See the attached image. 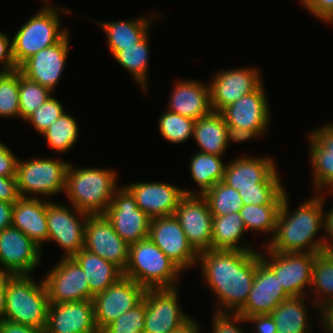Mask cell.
<instances>
[{"mask_svg":"<svg viewBox=\"0 0 333 333\" xmlns=\"http://www.w3.org/2000/svg\"><path fill=\"white\" fill-rule=\"evenodd\" d=\"M73 167L66 172V198L69 204L89 215L104 214L113 195L121 187L118 172L110 168Z\"/></svg>","mask_w":333,"mask_h":333,"instance_id":"cell-4","label":"cell"},{"mask_svg":"<svg viewBox=\"0 0 333 333\" xmlns=\"http://www.w3.org/2000/svg\"><path fill=\"white\" fill-rule=\"evenodd\" d=\"M0 67L7 71L18 69L12 56V39L0 32Z\"/></svg>","mask_w":333,"mask_h":333,"instance_id":"cell-48","label":"cell"},{"mask_svg":"<svg viewBox=\"0 0 333 333\" xmlns=\"http://www.w3.org/2000/svg\"><path fill=\"white\" fill-rule=\"evenodd\" d=\"M224 156L196 152L189 160L192 180L199 187L197 191L183 188L185 195H203L223 180L226 162ZM225 162V163H224Z\"/></svg>","mask_w":333,"mask_h":333,"instance_id":"cell-32","label":"cell"},{"mask_svg":"<svg viewBox=\"0 0 333 333\" xmlns=\"http://www.w3.org/2000/svg\"><path fill=\"white\" fill-rule=\"evenodd\" d=\"M265 89L262 83L256 90L225 107L220 113L227 126L252 130L260 137L265 136L272 119Z\"/></svg>","mask_w":333,"mask_h":333,"instance_id":"cell-21","label":"cell"},{"mask_svg":"<svg viewBox=\"0 0 333 333\" xmlns=\"http://www.w3.org/2000/svg\"><path fill=\"white\" fill-rule=\"evenodd\" d=\"M148 237L183 272L198 267L199 254L190 245L174 215L152 218Z\"/></svg>","mask_w":333,"mask_h":333,"instance_id":"cell-12","label":"cell"},{"mask_svg":"<svg viewBox=\"0 0 333 333\" xmlns=\"http://www.w3.org/2000/svg\"><path fill=\"white\" fill-rule=\"evenodd\" d=\"M65 112L64 105L53 95L24 122H29L38 134H43Z\"/></svg>","mask_w":333,"mask_h":333,"instance_id":"cell-43","label":"cell"},{"mask_svg":"<svg viewBox=\"0 0 333 333\" xmlns=\"http://www.w3.org/2000/svg\"><path fill=\"white\" fill-rule=\"evenodd\" d=\"M67 32L57 43L40 50L25 60L18 69L22 75L54 92L61 80L69 57L70 40Z\"/></svg>","mask_w":333,"mask_h":333,"instance_id":"cell-18","label":"cell"},{"mask_svg":"<svg viewBox=\"0 0 333 333\" xmlns=\"http://www.w3.org/2000/svg\"><path fill=\"white\" fill-rule=\"evenodd\" d=\"M84 248L117 265L123 272L129 262V245L115 232L104 214L88 215Z\"/></svg>","mask_w":333,"mask_h":333,"instance_id":"cell-20","label":"cell"},{"mask_svg":"<svg viewBox=\"0 0 333 333\" xmlns=\"http://www.w3.org/2000/svg\"><path fill=\"white\" fill-rule=\"evenodd\" d=\"M45 333H100L92 300L50 303Z\"/></svg>","mask_w":333,"mask_h":333,"instance_id":"cell-24","label":"cell"},{"mask_svg":"<svg viewBox=\"0 0 333 333\" xmlns=\"http://www.w3.org/2000/svg\"><path fill=\"white\" fill-rule=\"evenodd\" d=\"M263 248L261 260L275 273L285 292L290 297L307 296L306 290L311 287L312 267L317 254L275 252Z\"/></svg>","mask_w":333,"mask_h":333,"instance_id":"cell-10","label":"cell"},{"mask_svg":"<svg viewBox=\"0 0 333 333\" xmlns=\"http://www.w3.org/2000/svg\"><path fill=\"white\" fill-rule=\"evenodd\" d=\"M325 23L333 24V14L325 21Z\"/></svg>","mask_w":333,"mask_h":333,"instance_id":"cell-58","label":"cell"},{"mask_svg":"<svg viewBox=\"0 0 333 333\" xmlns=\"http://www.w3.org/2000/svg\"><path fill=\"white\" fill-rule=\"evenodd\" d=\"M281 205H243L240 215L247 231L273 236Z\"/></svg>","mask_w":333,"mask_h":333,"instance_id":"cell-37","label":"cell"},{"mask_svg":"<svg viewBox=\"0 0 333 333\" xmlns=\"http://www.w3.org/2000/svg\"><path fill=\"white\" fill-rule=\"evenodd\" d=\"M145 301L142 300L134 308L123 313L112 323L104 327L100 333H144Z\"/></svg>","mask_w":333,"mask_h":333,"instance_id":"cell-42","label":"cell"},{"mask_svg":"<svg viewBox=\"0 0 333 333\" xmlns=\"http://www.w3.org/2000/svg\"><path fill=\"white\" fill-rule=\"evenodd\" d=\"M193 139L201 149L198 152L224 156L228 148L227 124L220 112L212 111L195 121Z\"/></svg>","mask_w":333,"mask_h":333,"instance_id":"cell-30","label":"cell"},{"mask_svg":"<svg viewBox=\"0 0 333 333\" xmlns=\"http://www.w3.org/2000/svg\"><path fill=\"white\" fill-rule=\"evenodd\" d=\"M289 204L287 192L277 215L275 232L270 239L266 240L267 242L263 243V246L275 252L314 254L324 252L323 232L321 236H318L319 231H324L323 196L316 193L306 198L292 212Z\"/></svg>","mask_w":333,"mask_h":333,"instance_id":"cell-2","label":"cell"},{"mask_svg":"<svg viewBox=\"0 0 333 333\" xmlns=\"http://www.w3.org/2000/svg\"><path fill=\"white\" fill-rule=\"evenodd\" d=\"M41 3L42 7L12 37V56L17 67L40 50L57 43L68 32L62 28L61 13L69 15L72 11L48 0Z\"/></svg>","mask_w":333,"mask_h":333,"instance_id":"cell-5","label":"cell"},{"mask_svg":"<svg viewBox=\"0 0 333 333\" xmlns=\"http://www.w3.org/2000/svg\"><path fill=\"white\" fill-rule=\"evenodd\" d=\"M13 203L0 201V231L12 226Z\"/></svg>","mask_w":333,"mask_h":333,"instance_id":"cell-54","label":"cell"},{"mask_svg":"<svg viewBox=\"0 0 333 333\" xmlns=\"http://www.w3.org/2000/svg\"><path fill=\"white\" fill-rule=\"evenodd\" d=\"M6 71L4 69H0V78L3 76V74L5 73Z\"/></svg>","mask_w":333,"mask_h":333,"instance_id":"cell-59","label":"cell"},{"mask_svg":"<svg viewBox=\"0 0 333 333\" xmlns=\"http://www.w3.org/2000/svg\"><path fill=\"white\" fill-rule=\"evenodd\" d=\"M42 249L13 226L0 231V267L11 275H31L37 271Z\"/></svg>","mask_w":333,"mask_h":333,"instance_id":"cell-19","label":"cell"},{"mask_svg":"<svg viewBox=\"0 0 333 333\" xmlns=\"http://www.w3.org/2000/svg\"><path fill=\"white\" fill-rule=\"evenodd\" d=\"M181 273L149 237L129 245V262L123 276L146 289L179 287Z\"/></svg>","mask_w":333,"mask_h":333,"instance_id":"cell-7","label":"cell"},{"mask_svg":"<svg viewBox=\"0 0 333 333\" xmlns=\"http://www.w3.org/2000/svg\"><path fill=\"white\" fill-rule=\"evenodd\" d=\"M212 316L211 333H246V331L241 328L244 326H240L242 322L245 323L246 321L243 316L233 313L218 312H213Z\"/></svg>","mask_w":333,"mask_h":333,"instance_id":"cell-44","label":"cell"},{"mask_svg":"<svg viewBox=\"0 0 333 333\" xmlns=\"http://www.w3.org/2000/svg\"><path fill=\"white\" fill-rule=\"evenodd\" d=\"M307 296H291L277 305L270 313L276 323L277 333H312ZM306 300V301H305Z\"/></svg>","mask_w":333,"mask_h":333,"instance_id":"cell-31","label":"cell"},{"mask_svg":"<svg viewBox=\"0 0 333 333\" xmlns=\"http://www.w3.org/2000/svg\"><path fill=\"white\" fill-rule=\"evenodd\" d=\"M308 134L312 186L317 193L333 190V123L322 124Z\"/></svg>","mask_w":333,"mask_h":333,"instance_id":"cell-25","label":"cell"},{"mask_svg":"<svg viewBox=\"0 0 333 333\" xmlns=\"http://www.w3.org/2000/svg\"><path fill=\"white\" fill-rule=\"evenodd\" d=\"M104 215L128 245L148 238L151 218L137 206L134 196L125 186L115 192Z\"/></svg>","mask_w":333,"mask_h":333,"instance_id":"cell-13","label":"cell"},{"mask_svg":"<svg viewBox=\"0 0 333 333\" xmlns=\"http://www.w3.org/2000/svg\"><path fill=\"white\" fill-rule=\"evenodd\" d=\"M245 320L250 323L253 333H277L276 323L270 314L254 315L246 317Z\"/></svg>","mask_w":333,"mask_h":333,"instance_id":"cell-49","label":"cell"},{"mask_svg":"<svg viewBox=\"0 0 333 333\" xmlns=\"http://www.w3.org/2000/svg\"><path fill=\"white\" fill-rule=\"evenodd\" d=\"M270 156H240L227 162L223 182L237 190L244 205H281L287 193Z\"/></svg>","mask_w":333,"mask_h":333,"instance_id":"cell-3","label":"cell"},{"mask_svg":"<svg viewBox=\"0 0 333 333\" xmlns=\"http://www.w3.org/2000/svg\"><path fill=\"white\" fill-rule=\"evenodd\" d=\"M43 277L49 303H66L89 300L86 274L72 258L61 257Z\"/></svg>","mask_w":333,"mask_h":333,"instance_id":"cell-16","label":"cell"},{"mask_svg":"<svg viewBox=\"0 0 333 333\" xmlns=\"http://www.w3.org/2000/svg\"><path fill=\"white\" fill-rule=\"evenodd\" d=\"M289 297L275 273L261 260L260 250H257V267L252 289L246 304L237 314L244 318L270 314Z\"/></svg>","mask_w":333,"mask_h":333,"instance_id":"cell-22","label":"cell"},{"mask_svg":"<svg viewBox=\"0 0 333 333\" xmlns=\"http://www.w3.org/2000/svg\"><path fill=\"white\" fill-rule=\"evenodd\" d=\"M12 275L0 267V290H6V284Z\"/></svg>","mask_w":333,"mask_h":333,"instance_id":"cell-56","label":"cell"},{"mask_svg":"<svg viewBox=\"0 0 333 333\" xmlns=\"http://www.w3.org/2000/svg\"><path fill=\"white\" fill-rule=\"evenodd\" d=\"M145 291L144 286L122 276L106 290L93 296L97 329L101 331L123 313L138 305L143 300Z\"/></svg>","mask_w":333,"mask_h":333,"instance_id":"cell-14","label":"cell"},{"mask_svg":"<svg viewBox=\"0 0 333 333\" xmlns=\"http://www.w3.org/2000/svg\"><path fill=\"white\" fill-rule=\"evenodd\" d=\"M261 138L255 131L247 130L243 128H237L234 126H227V142L228 147L232 142L243 143L247 142V140H253Z\"/></svg>","mask_w":333,"mask_h":333,"instance_id":"cell-51","label":"cell"},{"mask_svg":"<svg viewBox=\"0 0 333 333\" xmlns=\"http://www.w3.org/2000/svg\"><path fill=\"white\" fill-rule=\"evenodd\" d=\"M49 304L43 278L37 283L33 274L12 275L6 284L4 320L45 330Z\"/></svg>","mask_w":333,"mask_h":333,"instance_id":"cell-6","label":"cell"},{"mask_svg":"<svg viewBox=\"0 0 333 333\" xmlns=\"http://www.w3.org/2000/svg\"><path fill=\"white\" fill-rule=\"evenodd\" d=\"M52 95V91L37 82L29 80L19 70V110L21 120L25 121Z\"/></svg>","mask_w":333,"mask_h":333,"instance_id":"cell-40","label":"cell"},{"mask_svg":"<svg viewBox=\"0 0 333 333\" xmlns=\"http://www.w3.org/2000/svg\"><path fill=\"white\" fill-rule=\"evenodd\" d=\"M199 324L195 318L189 316L171 333H200L201 326Z\"/></svg>","mask_w":333,"mask_h":333,"instance_id":"cell-55","label":"cell"},{"mask_svg":"<svg viewBox=\"0 0 333 333\" xmlns=\"http://www.w3.org/2000/svg\"><path fill=\"white\" fill-rule=\"evenodd\" d=\"M19 198L16 177L0 176V201L14 204Z\"/></svg>","mask_w":333,"mask_h":333,"instance_id":"cell-50","label":"cell"},{"mask_svg":"<svg viewBox=\"0 0 333 333\" xmlns=\"http://www.w3.org/2000/svg\"><path fill=\"white\" fill-rule=\"evenodd\" d=\"M179 291V287L146 289L144 333H171L190 316L178 302Z\"/></svg>","mask_w":333,"mask_h":333,"instance_id":"cell-11","label":"cell"},{"mask_svg":"<svg viewBox=\"0 0 333 333\" xmlns=\"http://www.w3.org/2000/svg\"><path fill=\"white\" fill-rule=\"evenodd\" d=\"M0 333H45V331L7 320H1Z\"/></svg>","mask_w":333,"mask_h":333,"instance_id":"cell-53","label":"cell"},{"mask_svg":"<svg viewBox=\"0 0 333 333\" xmlns=\"http://www.w3.org/2000/svg\"><path fill=\"white\" fill-rule=\"evenodd\" d=\"M202 196L206 199L212 216L240 212L244 205L239 192L223 181L218 182Z\"/></svg>","mask_w":333,"mask_h":333,"instance_id":"cell-38","label":"cell"},{"mask_svg":"<svg viewBox=\"0 0 333 333\" xmlns=\"http://www.w3.org/2000/svg\"><path fill=\"white\" fill-rule=\"evenodd\" d=\"M69 207L52 199L47 201V242L54 241L64 249V258H72L84 248L85 226L89 215L72 205Z\"/></svg>","mask_w":333,"mask_h":333,"instance_id":"cell-9","label":"cell"},{"mask_svg":"<svg viewBox=\"0 0 333 333\" xmlns=\"http://www.w3.org/2000/svg\"><path fill=\"white\" fill-rule=\"evenodd\" d=\"M319 321L326 333H333V301L325 303L318 311Z\"/></svg>","mask_w":333,"mask_h":333,"instance_id":"cell-52","label":"cell"},{"mask_svg":"<svg viewBox=\"0 0 333 333\" xmlns=\"http://www.w3.org/2000/svg\"><path fill=\"white\" fill-rule=\"evenodd\" d=\"M197 265L217 304L213 312L237 314L246 304L257 267V251L210 249Z\"/></svg>","mask_w":333,"mask_h":333,"instance_id":"cell-1","label":"cell"},{"mask_svg":"<svg viewBox=\"0 0 333 333\" xmlns=\"http://www.w3.org/2000/svg\"><path fill=\"white\" fill-rule=\"evenodd\" d=\"M73 258L86 274L89 285V300H92L93 296L103 292L123 276V271L117 265L85 248L81 249Z\"/></svg>","mask_w":333,"mask_h":333,"instance_id":"cell-29","label":"cell"},{"mask_svg":"<svg viewBox=\"0 0 333 333\" xmlns=\"http://www.w3.org/2000/svg\"><path fill=\"white\" fill-rule=\"evenodd\" d=\"M195 120L168 111L165 108L158 120V130L170 143L181 144L193 137Z\"/></svg>","mask_w":333,"mask_h":333,"instance_id":"cell-39","label":"cell"},{"mask_svg":"<svg viewBox=\"0 0 333 333\" xmlns=\"http://www.w3.org/2000/svg\"><path fill=\"white\" fill-rule=\"evenodd\" d=\"M313 290V291H312ZM310 291V292H309ZM309 293L313 296V308L315 312L325 303L333 301V253L322 252L315 257L312 267V280Z\"/></svg>","mask_w":333,"mask_h":333,"instance_id":"cell-35","label":"cell"},{"mask_svg":"<svg viewBox=\"0 0 333 333\" xmlns=\"http://www.w3.org/2000/svg\"><path fill=\"white\" fill-rule=\"evenodd\" d=\"M134 196L137 206L151 219L174 215L179 201L185 195L169 182H134L124 185Z\"/></svg>","mask_w":333,"mask_h":333,"instance_id":"cell-23","label":"cell"},{"mask_svg":"<svg viewBox=\"0 0 333 333\" xmlns=\"http://www.w3.org/2000/svg\"><path fill=\"white\" fill-rule=\"evenodd\" d=\"M70 162L59 158H18L16 179L20 197L49 198L66 190V172Z\"/></svg>","mask_w":333,"mask_h":333,"instance_id":"cell-8","label":"cell"},{"mask_svg":"<svg viewBox=\"0 0 333 333\" xmlns=\"http://www.w3.org/2000/svg\"><path fill=\"white\" fill-rule=\"evenodd\" d=\"M174 216L198 254L211 249L213 216L202 195H184Z\"/></svg>","mask_w":333,"mask_h":333,"instance_id":"cell-17","label":"cell"},{"mask_svg":"<svg viewBox=\"0 0 333 333\" xmlns=\"http://www.w3.org/2000/svg\"><path fill=\"white\" fill-rule=\"evenodd\" d=\"M6 306V290H0V321L4 320Z\"/></svg>","mask_w":333,"mask_h":333,"instance_id":"cell-57","label":"cell"},{"mask_svg":"<svg viewBox=\"0 0 333 333\" xmlns=\"http://www.w3.org/2000/svg\"><path fill=\"white\" fill-rule=\"evenodd\" d=\"M79 130L76 118L65 111L42 136L56 154H65L78 142Z\"/></svg>","mask_w":333,"mask_h":333,"instance_id":"cell-36","label":"cell"},{"mask_svg":"<svg viewBox=\"0 0 333 333\" xmlns=\"http://www.w3.org/2000/svg\"><path fill=\"white\" fill-rule=\"evenodd\" d=\"M174 84L166 110L195 121L213 111L210 104L209 83L182 79L175 81Z\"/></svg>","mask_w":333,"mask_h":333,"instance_id":"cell-26","label":"cell"},{"mask_svg":"<svg viewBox=\"0 0 333 333\" xmlns=\"http://www.w3.org/2000/svg\"><path fill=\"white\" fill-rule=\"evenodd\" d=\"M332 194L333 196V190H328V192H324L321 193V195L323 196V201H324V211H323V226H324V252H331L333 251V206L327 211L325 209V204L327 200L326 198H328V195L326 196V194ZM326 196V197H325Z\"/></svg>","mask_w":333,"mask_h":333,"instance_id":"cell-47","label":"cell"},{"mask_svg":"<svg viewBox=\"0 0 333 333\" xmlns=\"http://www.w3.org/2000/svg\"><path fill=\"white\" fill-rule=\"evenodd\" d=\"M161 15L154 11L152 14L144 15V17L118 21H96V24L103 29L109 51L114 56L123 47L134 46L150 34L152 21L157 19V16L160 18Z\"/></svg>","mask_w":333,"mask_h":333,"instance_id":"cell-28","label":"cell"},{"mask_svg":"<svg viewBox=\"0 0 333 333\" xmlns=\"http://www.w3.org/2000/svg\"><path fill=\"white\" fill-rule=\"evenodd\" d=\"M247 230L240 212L223 216H213L211 249L256 251L246 243L241 242ZM242 243V244H241Z\"/></svg>","mask_w":333,"mask_h":333,"instance_id":"cell-33","label":"cell"},{"mask_svg":"<svg viewBox=\"0 0 333 333\" xmlns=\"http://www.w3.org/2000/svg\"><path fill=\"white\" fill-rule=\"evenodd\" d=\"M148 34L139 43L134 44V46L123 47L122 50L118 51L113 58L130 72L131 78L136 81V84L141 86L143 93L148 94V66L150 58V44H149Z\"/></svg>","mask_w":333,"mask_h":333,"instance_id":"cell-34","label":"cell"},{"mask_svg":"<svg viewBox=\"0 0 333 333\" xmlns=\"http://www.w3.org/2000/svg\"><path fill=\"white\" fill-rule=\"evenodd\" d=\"M47 201L38 197H20L12 211V226L22 231L42 250L48 241Z\"/></svg>","mask_w":333,"mask_h":333,"instance_id":"cell-27","label":"cell"},{"mask_svg":"<svg viewBox=\"0 0 333 333\" xmlns=\"http://www.w3.org/2000/svg\"><path fill=\"white\" fill-rule=\"evenodd\" d=\"M0 118H20L19 69L7 71L0 78Z\"/></svg>","mask_w":333,"mask_h":333,"instance_id":"cell-41","label":"cell"},{"mask_svg":"<svg viewBox=\"0 0 333 333\" xmlns=\"http://www.w3.org/2000/svg\"><path fill=\"white\" fill-rule=\"evenodd\" d=\"M223 70V71H222ZM219 70L209 80L210 104L214 112L256 90L262 83V73L257 67H239Z\"/></svg>","mask_w":333,"mask_h":333,"instance_id":"cell-15","label":"cell"},{"mask_svg":"<svg viewBox=\"0 0 333 333\" xmlns=\"http://www.w3.org/2000/svg\"><path fill=\"white\" fill-rule=\"evenodd\" d=\"M299 2L319 21L325 22L333 14V0H299Z\"/></svg>","mask_w":333,"mask_h":333,"instance_id":"cell-45","label":"cell"},{"mask_svg":"<svg viewBox=\"0 0 333 333\" xmlns=\"http://www.w3.org/2000/svg\"><path fill=\"white\" fill-rule=\"evenodd\" d=\"M18 158L6 144L0 141V176L16 177Z\"/></svg>","mask_w":333,"mask_h":333,"instance_id":"cell-46","label":"cell"}]
</instances>
